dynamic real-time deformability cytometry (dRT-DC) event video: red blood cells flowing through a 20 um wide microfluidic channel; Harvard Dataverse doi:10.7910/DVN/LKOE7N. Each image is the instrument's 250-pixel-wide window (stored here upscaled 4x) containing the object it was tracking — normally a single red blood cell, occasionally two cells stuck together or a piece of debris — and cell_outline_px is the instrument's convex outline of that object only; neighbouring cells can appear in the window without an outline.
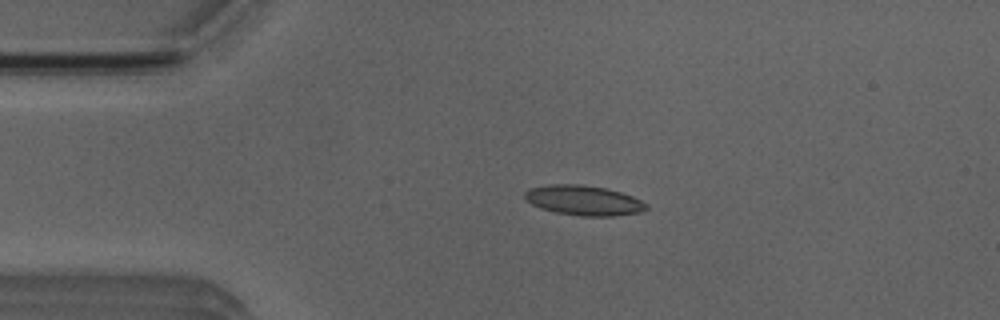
{"species": "Egyptian fruit bat (a non-hibernating species)", "species_latin": "Rousettus aegyptiacus", "temperature_condition": "room temperature", "stored_images_in_passage": 47, "camera_frame_rate_fps": 3000, "um_per_image_px": 0.085, "animal": {"sex": "male"}, "frame": {"image": 1, "passage_image": 6, "time_ms": 1.667, "image_size_px": [1000, 320], "cell_outline_px": [[648, 208], [640, 212], [616, 216], [580, 216], [556, 212], [540, 208], [524, 200], [524, 192], [528, 188], [548, 184], [580, 184], [608, 188], [632, 196], [648, 204]], "centroid_in_image_um": [49.59, 17.02], "position_along_channel_um": 35.4, "area_um2": 21.44}}
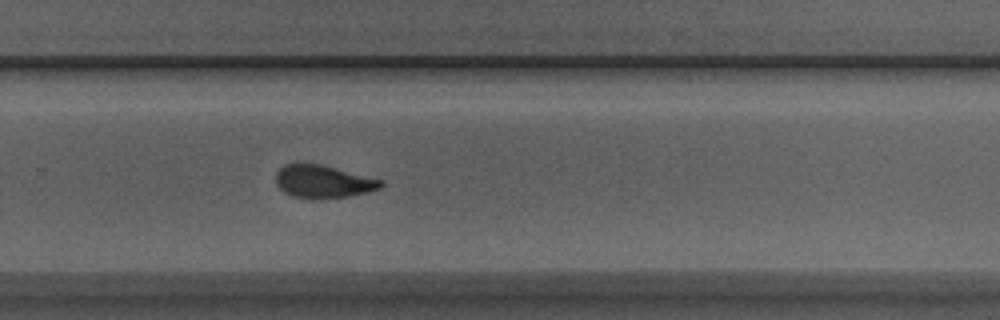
{"frame": {"image": 2, "passage_image": 29, "time_ms": 9.333, "image_size_px": [1000, 320], "cell_outline_px": [[384, 184], [380, 188], [368, 192], [348, 196], [320, 200], [312, 200], [292, 196], [284, 192], [276, 184], [276, 172], [284, 164], [320, 164], [384, 180]], "centroid_in_image_um": [27.47, 15.46], "position_along_channel_um": 302.3, "area_um2": 20.29}}
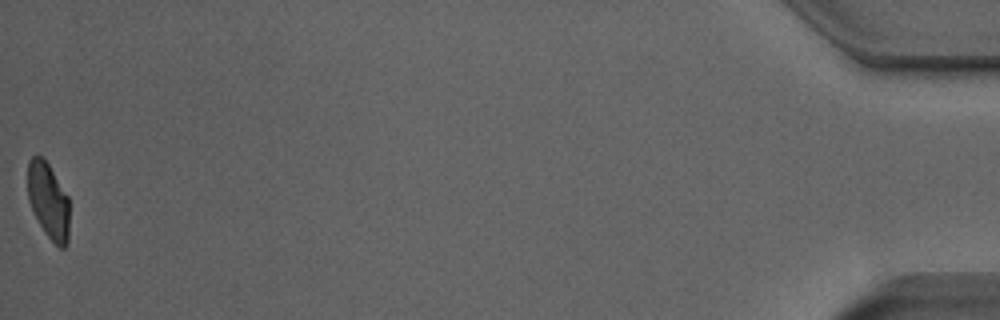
{"frame": {"image": 3, "passage_image": 47, "time_ms": 15.333, "image_size_px": [1000, 320], "cell_outline_px": [[68, 244], [64, 248], [60, 248], [44, 232], [28, 200], [28, 160], [36, 152], [44, 156], [68, 196]], "centroid_in_image_um": [4.1, 16.99], "position_along_channel_um": 431.1, "area_um2": 18.55}, "authors_computed_cell_mechanics": {"area_um2": 20.4034, "velocity_mm_per_s": 3.922, "shape_relaxation_time_tau1_ms": 6.729, "shape_relaxation_time_tau2_ms": 1.454, "deformation_change_tau1": 0.1703, "deformation_change_tau2": 0.0786}}